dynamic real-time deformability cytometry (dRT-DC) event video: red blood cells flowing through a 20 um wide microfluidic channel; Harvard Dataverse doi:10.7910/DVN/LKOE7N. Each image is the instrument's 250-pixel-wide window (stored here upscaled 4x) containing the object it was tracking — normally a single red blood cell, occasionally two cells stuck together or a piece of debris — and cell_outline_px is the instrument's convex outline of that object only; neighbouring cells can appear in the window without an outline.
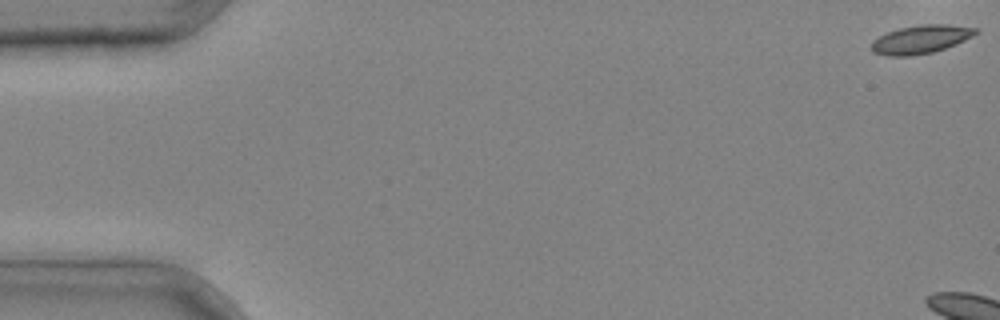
{"species": "common noctule bat (a hibernating species)", "species_latin": "Nyctalus noctula", "temperature_condition": "cold", "stored_images_in_passage": 5, "camera_frame_rate_fps": 3000, "um_per_image_px": 0.085, "animal": {"sex": "male", "body_mass_g": 20.4}, "frame": {"image": 1, "passage_image": 1, "time_ms": 0.0, "image_size_px": [1000, 320], "cell_outline_px": [[980, 32], [956, 44], [932, 52], [908, 56], [888, 56], [872, 52], [872, 40], [888, 32], [900, 28], [924, 24], [944, 24], [980, 28]], "centroid_in_image_um": [78.29, 3.34], "position_along_channel_um": 6.7, "area_um2": 17.11}}